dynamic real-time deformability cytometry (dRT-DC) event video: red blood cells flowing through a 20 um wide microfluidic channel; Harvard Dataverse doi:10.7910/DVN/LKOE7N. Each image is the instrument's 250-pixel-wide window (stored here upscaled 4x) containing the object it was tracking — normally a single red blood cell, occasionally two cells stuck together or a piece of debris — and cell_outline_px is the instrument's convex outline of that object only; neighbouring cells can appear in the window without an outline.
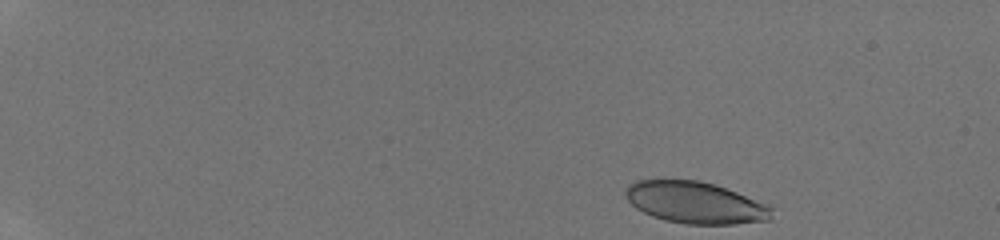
{"species": "human", "species_latin": "Homo sapiens", "temperature_condition": "room temperature", "stored_images_in_passage": 39, "camera_frame_rate_fps": 3000, "um_per_image_px": 0.085, "donor": {"sex": "male"}, "frame": {"image": 1, "passage_image": 1, "time_ms": 0.0, "image_size_px": [1000, 240], "cell_outline_px": [[772, 220], [736, 224], [684, 224], [664, 220], [652, 216], [636, 208], [628, 200], [624, 192], [624, 188], [628, 184], [636, 180], [700, 180], [716, 184], [736, 192], [764, 204], [772, 208]], "centroid_in_image_um": [59.07, 17.22], "position_along_channel_um": 25.9, "area_um2": 35.55}}
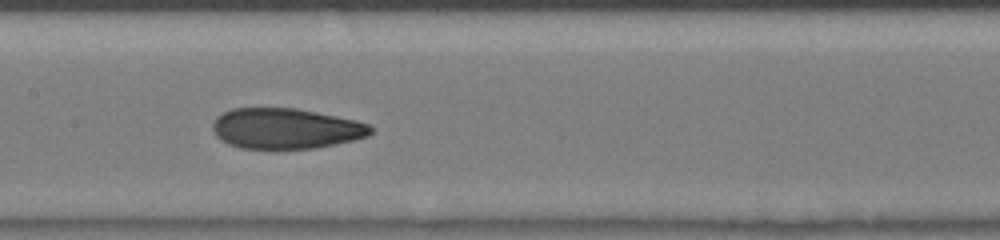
{"frame": {"image": 2, "passage_image": 20, "time_ms": 6.333, "image_size_px": [1000, 240], "cell_outline_px": [[372, 132], [368, 136], [352, 140], [316, 148], [240, 148], [228, 144], [220, 140], [216, 136], [212, 128], [212, 124], [216, 116], [232, 108], [296, 108], [356, 120], [368, 124], [372, 128]], "centroid_in_image_um": [24.25, 10.92], "position_along_channel_um": 183.2, "area_um2": 37.22}}
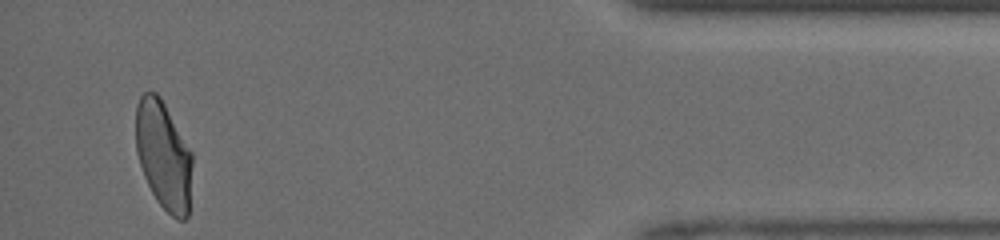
{"frame": {"image": 3, "passage_image": 38, "time_ms": 12.333, "image_size_px": [1000, 240], "cell_outline_px": [[192, 164], [188, 216], [184, 220], [176, 220], [156, 200], [144, 176], [136, 152], [136, 104], [140, 96], [144, 92], [156, 92], [160, 96], [192, 152]], "centroid_in_image_um": [13.9, 13.2], "position_along_channel_um": 421.3, "area_um2": 35.66}}